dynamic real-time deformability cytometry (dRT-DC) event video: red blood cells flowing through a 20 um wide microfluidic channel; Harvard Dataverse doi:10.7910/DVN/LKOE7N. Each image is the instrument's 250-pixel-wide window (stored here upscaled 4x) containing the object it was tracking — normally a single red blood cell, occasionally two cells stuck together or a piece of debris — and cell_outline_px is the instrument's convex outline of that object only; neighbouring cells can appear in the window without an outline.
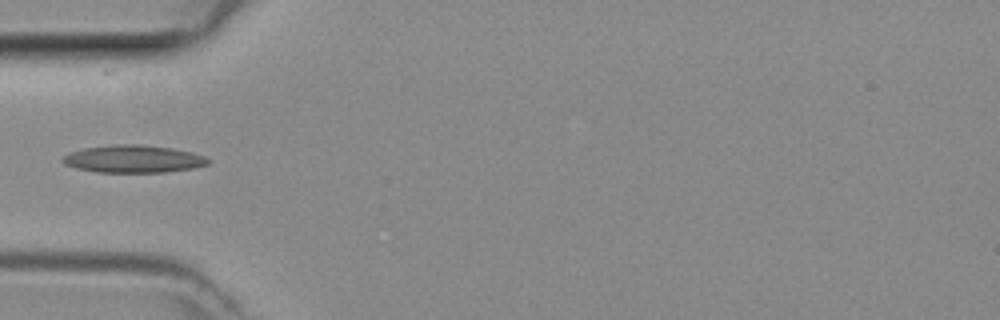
{"species": "common noctule bat (a hibernating species)", "species_latin": "Nyctalus noctula", "temperature_condition": "room temperature", "stored_images_in_passage": 2, "camera_frame_rate_fps": 3000, "um_per_image_px": 0.085, "animal": {"sex": "female", "body_mass_g": 29.2, "forearm_length_mm": 56.3}, "frame": {"image": 1, "passage_image": 2, "time_ms": 0.333, "image_size_px": [1000, 320], "cell_outline_px": [[212, 160], [208, 164], [192, 168], [164, 172], [96, 172], [76, 168], [64, 164], [60, 160], [68, 152], [84, 148], [116, 144], [140, 144], [172, 148], [192, 152], [204, 156]], "centroid_in_image_um": [11.32, 13.5], "position_along_channel_um": 73.7, "area_um2": 23.41}}